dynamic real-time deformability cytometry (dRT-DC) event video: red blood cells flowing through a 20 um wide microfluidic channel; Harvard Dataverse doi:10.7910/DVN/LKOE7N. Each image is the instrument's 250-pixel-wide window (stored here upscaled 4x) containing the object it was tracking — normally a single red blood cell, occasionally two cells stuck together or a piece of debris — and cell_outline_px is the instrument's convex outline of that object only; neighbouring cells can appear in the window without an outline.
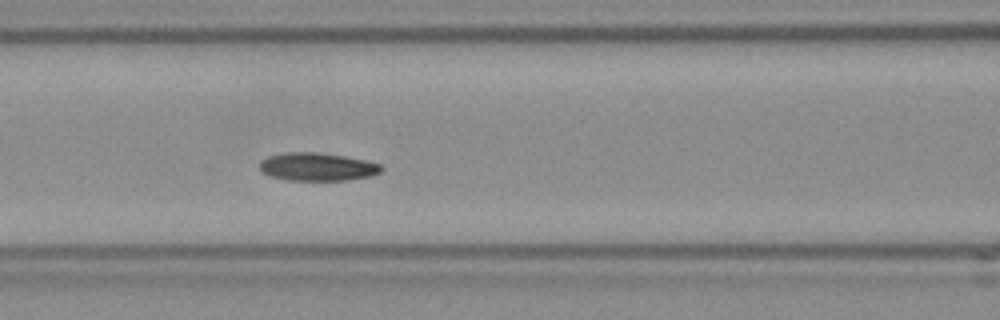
{"species": "Egyptian fruit bat (a non-hibernating species)", "species_latin": "Rousettus aegyptiacus", "temperature_condition": "room temperature", "stored_images_in_passage": 32, "camera_frame_rate_fps": 3000, "um_per_image_px": 0.085, "frame": {"image": 1, "passage_image": 10, "time_ms": 3.0, "image_size_px": [1000, 320], "cell_outline_px": [[384, 168], [380, 172], [372, 176], [344, 180], [288, 180], [272, 176], [264, 172], [260, 168], [260, 160], [268, 156], [288, 152], [316, 152], [344, 156], [364, 160], [380, 164]], "centroid_in_image_um": [26.99, 14.17], "position_along_channel_um": 139.6, "area_um2": 19.71}, "authors_computed_cell_mechanics": {"area_um2": 20.4323, "velocity_mm_per_s": 3.7375, "shape_relaxation_time_tau1_ms": 4.4164, "shape_relaxation_time_tau2_ms": null, "deformation_change_tau1": 0.0965, "deformation_change_tau2": null}}